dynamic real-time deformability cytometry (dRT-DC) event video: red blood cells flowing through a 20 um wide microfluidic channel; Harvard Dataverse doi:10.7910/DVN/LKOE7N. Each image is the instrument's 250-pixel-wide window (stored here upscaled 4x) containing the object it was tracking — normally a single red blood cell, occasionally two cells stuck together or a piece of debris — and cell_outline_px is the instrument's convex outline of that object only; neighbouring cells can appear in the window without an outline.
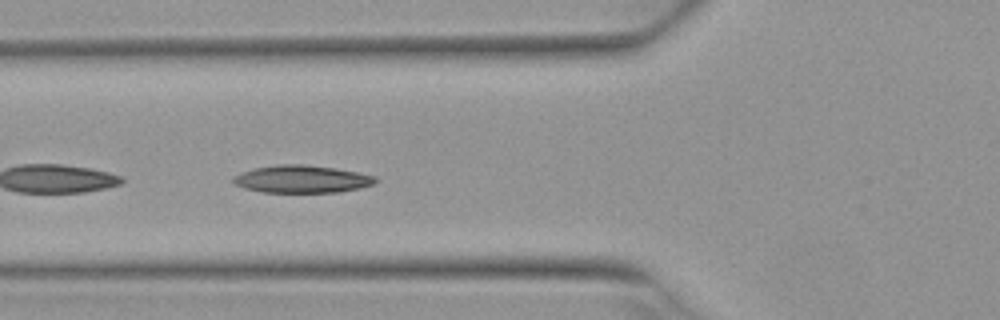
{"species": "Egyptian fruit bat (a non-hibernating species)", "species_latin": "Rousettus aegyptiacus", "temperature_condition": "warm", "stored_images_in_passage": 3, "camera_frame_rate_fps": 3000, "um_per_image_px": 0.085, "animal": {"sex": "female"}, "frame": {"image": 1, "passage_image": 3, "time_ms": 0.667, "image_size_px": [1000, 320], "cell_outline_px": [[380, 180], [372, 184], [360, 188], [340, 192], [260, 192], [244, 188], [232, 184], [232, 176], [240, 172], [252, 168], [276, 164], [304, 164], [336, 168], [376, 176]], "centroid_in_image_um": [25.61, 15.21], "position_along_channel_um": 100.2, "area_um2": 23.18}}